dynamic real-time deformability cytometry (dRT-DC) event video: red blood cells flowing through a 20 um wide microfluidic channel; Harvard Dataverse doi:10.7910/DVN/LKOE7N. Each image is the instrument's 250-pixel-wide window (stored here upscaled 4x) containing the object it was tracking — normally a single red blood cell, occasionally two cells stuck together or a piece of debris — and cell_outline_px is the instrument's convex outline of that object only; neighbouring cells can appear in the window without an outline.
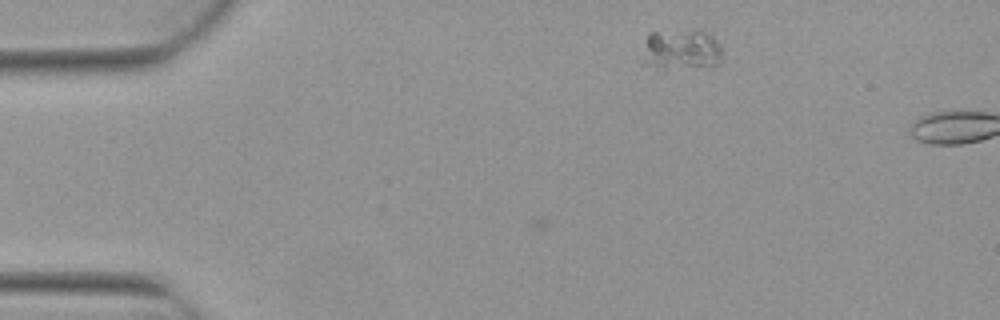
{"species": "Egyptian fruit bat (a non-hibernating species)", "species_latin": "Rousettus aegyptiacus", "temperature_condition": "warm", "stored_images_in_passage": 2, "camera_frame_rate_fps": 3000, "um_per_image_px": 0.085, "animal": {"sex": "female"}, "frame": {"image": 1, "passage_image": 1, "time_ms": 0.0, "image_size_px": [1000, 320], "cell_outline_px": [[720, 60], [712, 68], [664, 72], [644, 64], [648, 32], [696, 28], [700, 28], [712, 36], [720, 44]], "centroid_in_image_um": [57.94, 4.27], "position_along_channel_um": 27.1, "area_um2": 20.11}}